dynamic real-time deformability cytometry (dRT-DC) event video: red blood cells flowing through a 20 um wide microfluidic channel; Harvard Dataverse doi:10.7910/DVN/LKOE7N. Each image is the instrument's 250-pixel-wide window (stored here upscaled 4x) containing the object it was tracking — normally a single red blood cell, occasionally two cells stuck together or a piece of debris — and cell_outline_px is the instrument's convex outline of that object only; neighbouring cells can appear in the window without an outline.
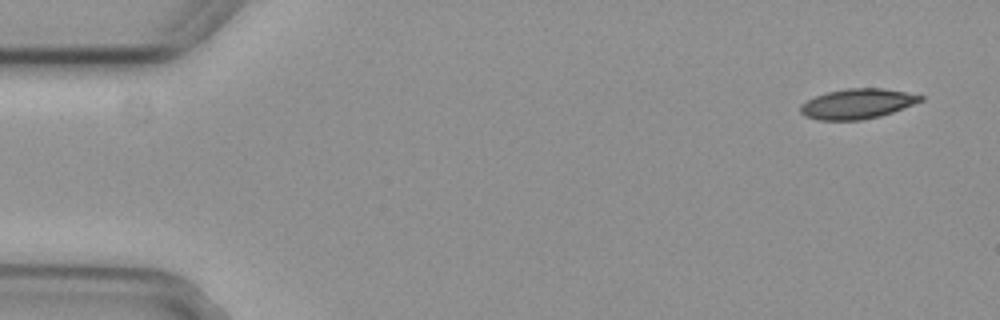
{"species": "common noctule bat (a hibernating species)", "species_latin": "Nyctalus noctula", "temperature_condition": "cold", "stored_images_in_passage": 3, "camera_frame_rate_fps": 3000, "um_per_image_px": 0.085, "animal": {"sex": "female", "body_mass_g": 29.2, "forearm_length_mm": 56.3}, "frame": {"image": 1, "passage_image": 1, "time_ms": 0.0, "image_size_px": [1000, 320], "cell_outline_px": [[924, 100], [892, 112], [880, 116], [860, 120], [820, 120], [804, 116], [800, 112], [800, 104], [816, 96], [828, 92], [848, 88], [884, 88], [924, 96]], "centroid_in_image_um": [72.86, 8.82], "position_along_channel_um": 12.1, "area_um2": 20.87}}